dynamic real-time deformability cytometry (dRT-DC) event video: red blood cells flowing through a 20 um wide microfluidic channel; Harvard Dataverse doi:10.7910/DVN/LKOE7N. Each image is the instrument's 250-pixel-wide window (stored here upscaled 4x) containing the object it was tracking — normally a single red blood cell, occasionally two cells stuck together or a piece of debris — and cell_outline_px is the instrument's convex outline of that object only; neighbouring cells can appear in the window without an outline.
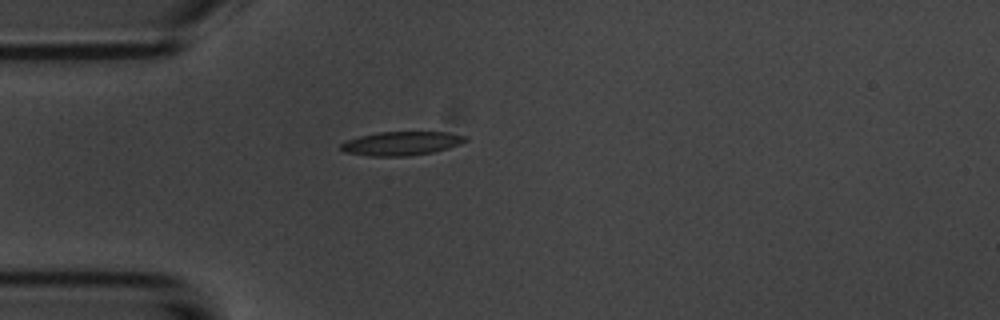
{"species": "common noctule bat (a hibernating species)", "species_latin": "Nyctalus noctula", "temperature_condition": "room temperature", "stored_images_in_passage": 2, "camera_frame_rate_fps": 3000, "um_per_image_px": 0.085, "animal": {"sex": "male", "body_mass_g": 20.1, "forearm_length_mm": 53.5}, "frame": {"image": 1, "passage_image": 1, "time_ms": 0.0, "image_size_px": [1000, 320], "cell_outline_px": [[468, 140], [460, 144], [448, 148], [432, 152], [408, 156], [368, 156], [344, 152], [340, 148], [340, 144], [348, 140], [360, 136], [380, 132], [448, 132], [468, 136]], "centroid_in_image_um": [34.14, 12.19], "position_along_channel_um": 50.9, "area_um2": 17.28}}